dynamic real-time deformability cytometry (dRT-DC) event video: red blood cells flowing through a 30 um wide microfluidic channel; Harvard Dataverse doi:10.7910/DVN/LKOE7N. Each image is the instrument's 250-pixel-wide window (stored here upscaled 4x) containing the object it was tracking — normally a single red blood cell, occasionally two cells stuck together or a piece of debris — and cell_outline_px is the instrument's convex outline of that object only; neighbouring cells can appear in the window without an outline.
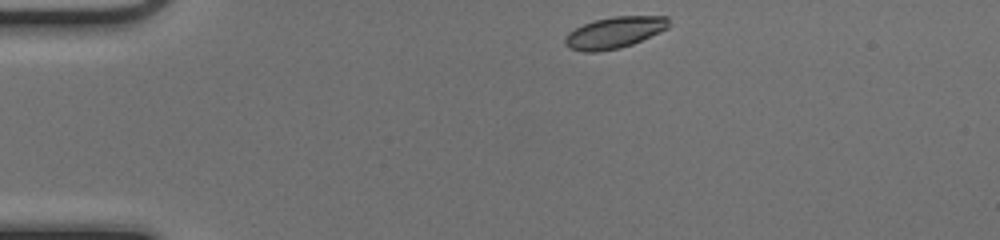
{"species": "common noctule bat (a hibernating species)", "species_latin": "Nyctalus noctula", "temperature_condition": "cold", "stored_images_in_passage": 41, "camera_frame_rate_fps": 3000, "um_per_image_px": 0.085, "animal": {"sex": "female", "body_mass_g": 17.0, "forearm_length_mm": 48.0}, "frame": {"image": 1, "passage_image": 1, "time_ms": 0.0, "image_size_px": [1000, 240], "cell_outline_px": [[668, 28], [660, 32], [632, 44], [620, 48], [596, 52], [584, 52], [568, 48], [564, 44], [564, 40], [568, 32], [584, 24], [596, 20], [616, 16], [668, 16]], "centroid_in_image_um": [52.21, 2.78], "position_along_channel_um": 32.8, "area_um2": 18.9}}
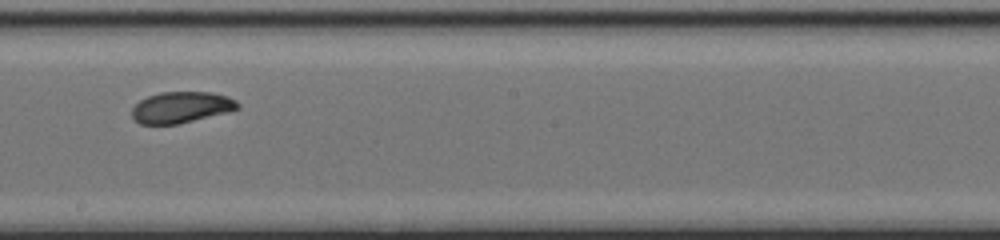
{"frame": {"image": 2, "passage_image": 20, "time_ms": 6.333, "image_size_px": [1000, 240], "cell_outline_px": [[240, 108], [228, 112], [176, 124], [140, 124], [132, 116], [132, 108], [140, 100], [148, 96], [160, 92], [212, 92], [228, 96], [236, 100], [240, 104]], "centroid_in_image_um": [15.43, 9.11], "position_along_channel_um": 232.8, "area_um2": 19.19}}
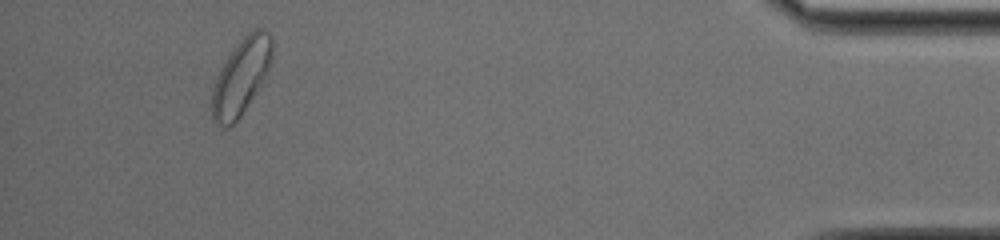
{"frame": {"image": 3, "passage_image": 38, "time_ms": 12.333, "image_size_px": [1000, 240], "cell_outline_px": [[272, 56], [268, 72], [240, 116], [228, 128], [224, 128], [216, 124], [212, 120], [212, 88], [216, 76], [228, 56], [240, 40], [248, 32], [256, 28], [264, 28], [268, 32], [272, 40]], "centroid_in_image_um": [20.48, 6.51], "position_along_channel_um": 414.7, "area_um2": 26.36}, "authors_computed_cell_mechanics": {"area_um2": 19.7098, "velocity_mm_per_s": 4.092, "shape_relaxation_time_tau1_ms": 4.0099, "shape_relaxation_time_tau2_ms": 4.1886, "deformation_change_tau1": 0.1148, "deformation_change_tau2": 0.0548}}